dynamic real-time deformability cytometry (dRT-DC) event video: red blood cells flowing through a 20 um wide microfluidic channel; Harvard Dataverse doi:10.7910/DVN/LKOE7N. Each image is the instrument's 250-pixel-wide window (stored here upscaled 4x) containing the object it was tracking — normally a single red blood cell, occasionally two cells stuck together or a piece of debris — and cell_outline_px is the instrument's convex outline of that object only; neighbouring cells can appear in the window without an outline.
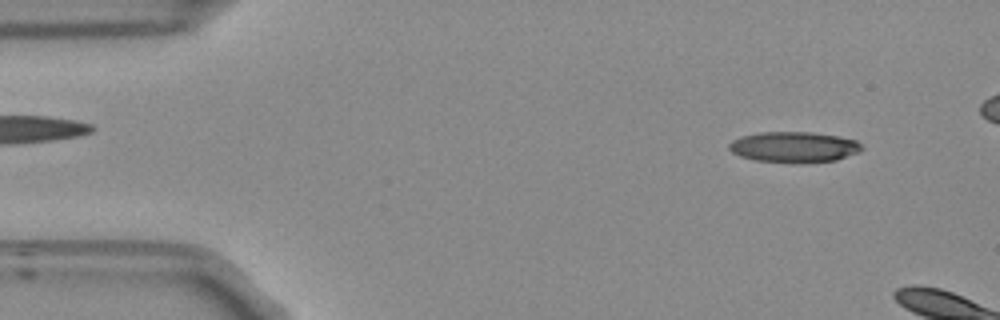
{"species": "Egyptian fruit bat (a non-hibernating species)", "species_latin": "Rousettus aegyptiacus", "temperature_condition": "room temperature", "stored_images_in_passage": 8, "camera_frame_rate_fps": 3000, "um_per_image_px": 0.085, "frame": {"image": 1, "passage_image": 4, "time_ms": 1.0, "image_size_px": [1000, 320], "cell_outline_px": [[864, 148], [860, 152], [836, 160], [804, 164], [756, 160], [740, 156], [732, 152], [728, 148], [728, 144], [732, 140], [740, 136], [760, 132], [812, 132], [836, 136], [856, 140]], "centroid_in_image_um": [67.49, 12.51], "position_along_channel_um": 17.5, "area_um2": 23.99}}